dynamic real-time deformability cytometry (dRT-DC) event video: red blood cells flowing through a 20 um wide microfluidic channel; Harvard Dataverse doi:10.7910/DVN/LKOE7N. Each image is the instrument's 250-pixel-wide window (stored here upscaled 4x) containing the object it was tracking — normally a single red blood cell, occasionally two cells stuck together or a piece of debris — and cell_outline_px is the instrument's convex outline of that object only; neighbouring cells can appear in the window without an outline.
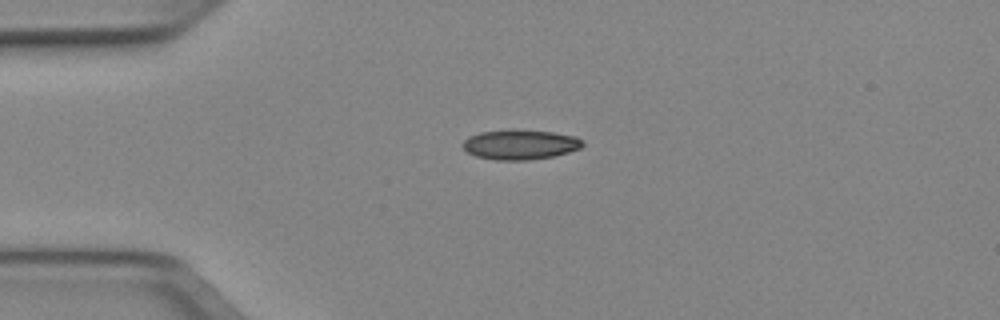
{"species": "Egyptian fruit bat (a non-hibernating species)", "species_latin": "Rousettus aegyptiacus", "temperature_condition": "cold", "stored_images_in_passage": 40, "camera_frame_rate_fps": 3000, "um_per_image_px": 0.085, "animal": {"sex": "female"}, "frame": {"image": 1, "passage_image": 1, "time_ms": 0.0, "image_size_px": [1000, 320], "cell_outline_px": [[584, 144], [580, 148], [556, 156], [528, 160], [496, 160], [476, 156], [468, 152], [460, 144], [468, 136], [480, 132], [512, 128], [552, 132], [576, 136], [584, 140]], "centroid_in_image_um": [44.21, 12.27], "position_along_channel_um": 40.8, "area_um2": 21.27}}
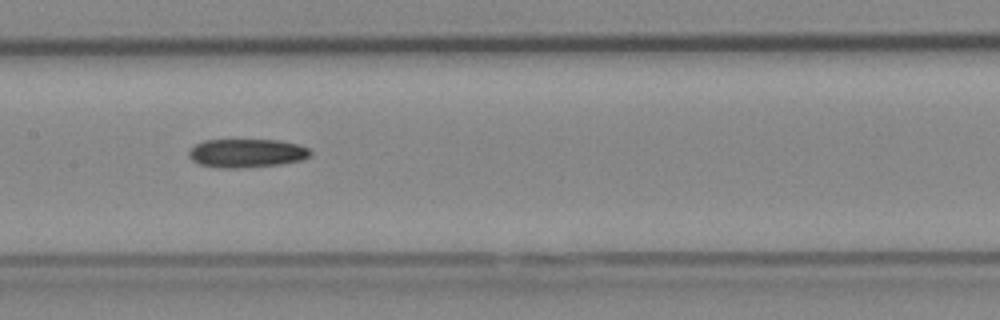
{"frame": {"image": 2, "passage_image": 14, "time_ms": 4.333, "image_size_px": [1000, 320], "cell_outline_px": [[312, 152], [308, 156], [300, 160], [284, 164], [240, 168], [220, 168], [200, 164], [192, 160], [188, 156], [188, 152], [196, 144], [204, 140], [280, 140], [300, 144], [308, 148]], "centroid_in_image_um": [20.98, 13.02], "position_along_channel_um": 186.4, "area_um2": 20.35}}
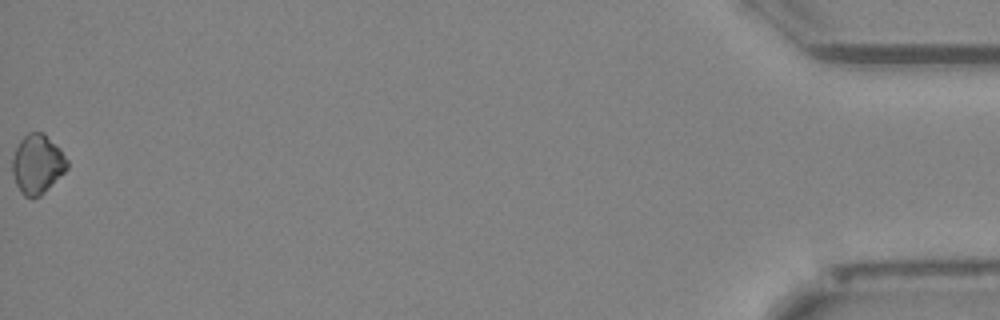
{"frame": {"image": 3, "passage_image": 40, "time_ms": 13.0, "image_size_px": [1000, 320], "cell_outline_px": [[68, 168], [40, 196], [32, 200], [24, 196], [20, 192], [16, 184], [12, 172], [12, 160], [16, 148], [20, 140], [28, 132], [44, 132], [60, 148], [68, 160]], "centroid_in_image_um": [3.17, 13.96], "position_along_channel_um": 432.0, "area_um2": 19.07}}